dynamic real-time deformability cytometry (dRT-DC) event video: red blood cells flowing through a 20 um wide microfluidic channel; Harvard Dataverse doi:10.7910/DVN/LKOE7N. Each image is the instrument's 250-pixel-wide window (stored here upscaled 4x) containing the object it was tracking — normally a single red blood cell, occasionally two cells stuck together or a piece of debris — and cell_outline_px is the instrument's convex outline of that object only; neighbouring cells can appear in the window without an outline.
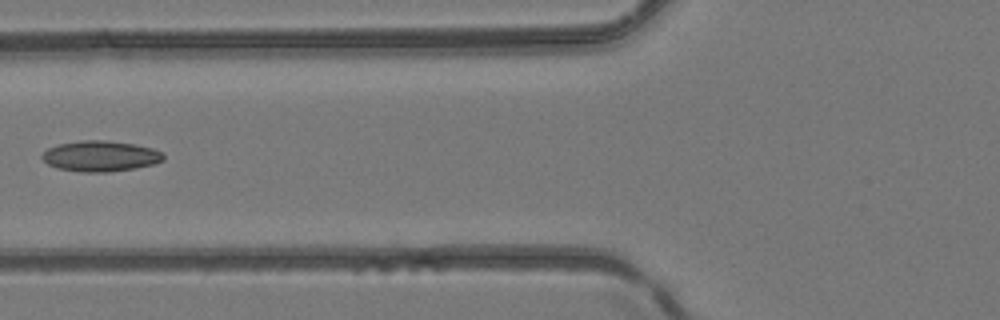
{"species": "common noctule bat (a hibernating species)", "species_latin": "Nyctalus noctula", "temperature_condition": "room temperature", "stored_images_in_passage": 5, "camera_frame_rate_fps": 3000, "um_per_image_px": 0.085, "animal": {"sex": "female", "body_mass_g": 24.6, "forearm_length_mm": 56.2}, "frame": {"image": 1, "passage_image": 5, "time_ms": 5.667, "image_size_px": [1000, 320], "cell_outline_px": [[164, 160], [152, 164], [136, 168], [108, 172], [80, 172], [56, 168], [48, 164], [40, 156], [48, 148], [60, 144], [80, 140], [104, 140], [132, 144], [152, 148], [164, 152]], "centroid_in_image_um": [8.54, 13.27], "position_along_channel_um": 117.3, "area_um2": 21.68}}